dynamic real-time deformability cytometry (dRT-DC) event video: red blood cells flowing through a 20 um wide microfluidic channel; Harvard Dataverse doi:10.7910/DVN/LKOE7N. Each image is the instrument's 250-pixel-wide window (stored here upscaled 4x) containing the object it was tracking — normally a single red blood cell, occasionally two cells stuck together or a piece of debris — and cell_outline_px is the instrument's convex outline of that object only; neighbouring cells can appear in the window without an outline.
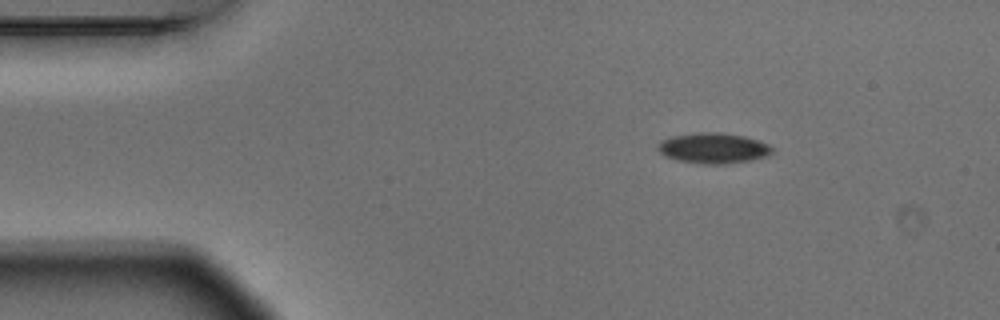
{"species": "Egyptian fruit bat (a non-hibernating species)", "species_latin": "Rousettus aegyptiacus", "temperature_condition": "warm", "stored_images_in_passage": 3, "camera_frame_rate_fps": 3000, "um_per_image_px": 0.085, "animal": {"sex": "male"}, "frame": {"image": 1, "passage_image": 1, "time_ms": 0.0, "image_size_px": [1000, 320], "cell_outline_px": [[772, 152], [764, 156], [752, 160], [724, 164], [700, 164], [676, 160], [664, 156], [656, 148], [656, 144], [660, 140], [672, 136], [700, 132], [720, 132], [744, 136], [768, 144], [772, 148]], "centroid_in_image_um": [60.56, 12.59], "position_along_channel_um": 24.4, "area_um2": 20.4}}